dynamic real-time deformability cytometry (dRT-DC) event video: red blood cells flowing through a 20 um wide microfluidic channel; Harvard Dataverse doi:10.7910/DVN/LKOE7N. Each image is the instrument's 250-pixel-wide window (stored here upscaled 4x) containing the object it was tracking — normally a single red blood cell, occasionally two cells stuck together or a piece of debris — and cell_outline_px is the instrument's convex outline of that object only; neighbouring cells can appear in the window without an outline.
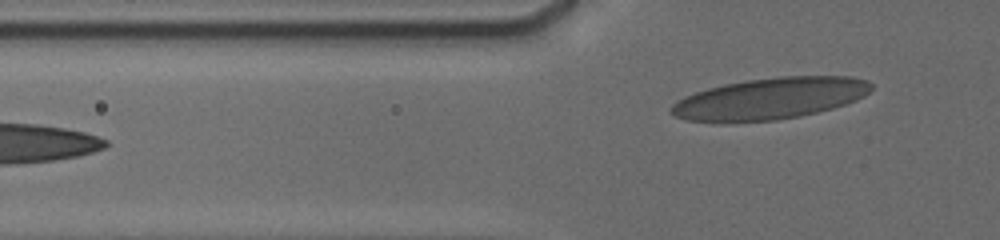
{"species": "human", "species_latin": "Homo sapiens", "temperature_condition": "cold", "stored_images_in_passage": 21, "camera_frame_rate_fps": 3000, "um_per_image_px": 0.085, "donor": {"sex": "male"}, "frame": {"image": 1, "passage_image": 21, "time_ms": 8.333, "image_size_px": [1000, 240], "cell_outline_px": [[872, 88], [864, 96], [856, 100], [832, 108], [800, 116], [776, 120], [688, 120], [676, 116], [668, 112], [668, 108], [672, 104], [684, 96], [708, 88], [724, 84], [748, 80], [780, 76], [852, 76], [868, 80], [872, 84]], "centroid_in_image_um": [65.49, 8.34], "position_along_channel_um": 60.3, "area_um2": 47.69}}